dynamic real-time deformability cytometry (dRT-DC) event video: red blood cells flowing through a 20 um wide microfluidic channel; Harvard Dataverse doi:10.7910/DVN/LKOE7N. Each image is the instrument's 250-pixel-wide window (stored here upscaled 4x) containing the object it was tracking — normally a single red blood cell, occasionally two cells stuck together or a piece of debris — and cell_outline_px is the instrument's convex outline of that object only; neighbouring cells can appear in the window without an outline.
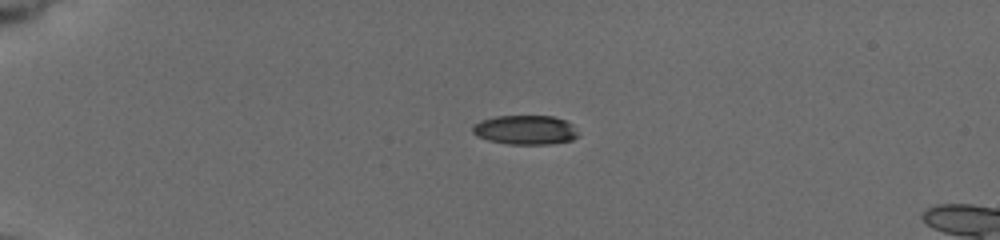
{"species": "common noctule bat (a hibernating species)", "species_latin": "Nyctalus noctula", "temperature_condition": "cold", "stored_images_in_passage": 14, "camera_frame_rate_fps": 3000, "um_per_image_px": 0.085, "animal": {"sex": "female", "body_mass_g": 19.5, "forearm_length_mm": 54.1}, "frame": {"image": 1, "passage_image": 1, "time_ms": 0.0, "image_size_px": [1000, 240], "cell_outline_px": [[576, 136], [572, 140], [548, 144], [508, 144], [488, 140], [476, 136], [472, 132], [472, 124], [480, 120], [496, 116], [552, 116], [564, 120], [572, 124], [576, 132]], "centroid_in_image_um": [44.58, 11.04], "position_along_channel_um": 40.4, "area_um2": 17.98}}
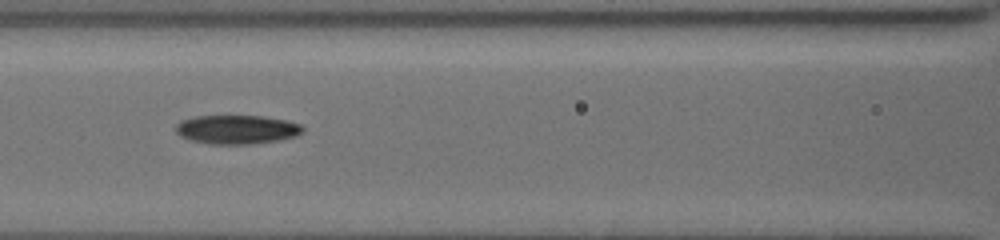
{"frame": {"image": 2, "passage_image": 9, "time_ms": 4.333, "image_size_px": [1000, 240], "cell_outline_px": [[304, 128], [296, 136], [276, 140], [248, 144], [208, 144], [188, 140], [180, 136], [176, 132], [176, 124], [180, 120], [196, 116], [264, 116], [288, 120], [300, 124]], "centroid_in_image_um": [20.08, 11.0], "position_along_channel_um": 146.5, "area_um2": 21.44}}
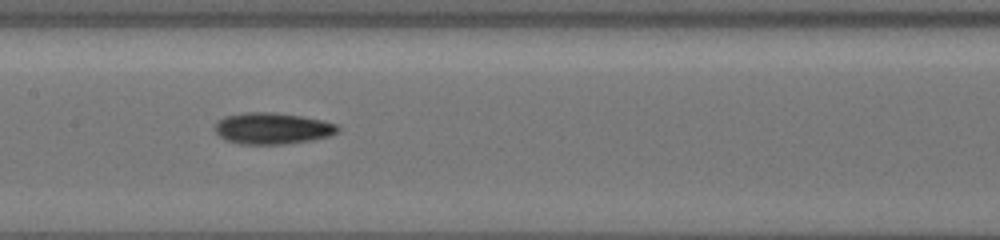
{"frame": {"image": 3, "passage_image": 13, "time_ms": 5.333, "image_size_px": [1000, 240], "cell_outline_px": [[340, 128], [336, 132], [328, 136], [312, 140], [284, 144], [240, 144], [224, 140], [212, 128], [216, 120], [224, 116], [244, 112], [276, 112], [300, 116], [320, 120], [336, 124]], "centroid_in_image_um": [23.07, 10.91], "position_along_channel_um": 184.3, "area_um2": 22.66}}